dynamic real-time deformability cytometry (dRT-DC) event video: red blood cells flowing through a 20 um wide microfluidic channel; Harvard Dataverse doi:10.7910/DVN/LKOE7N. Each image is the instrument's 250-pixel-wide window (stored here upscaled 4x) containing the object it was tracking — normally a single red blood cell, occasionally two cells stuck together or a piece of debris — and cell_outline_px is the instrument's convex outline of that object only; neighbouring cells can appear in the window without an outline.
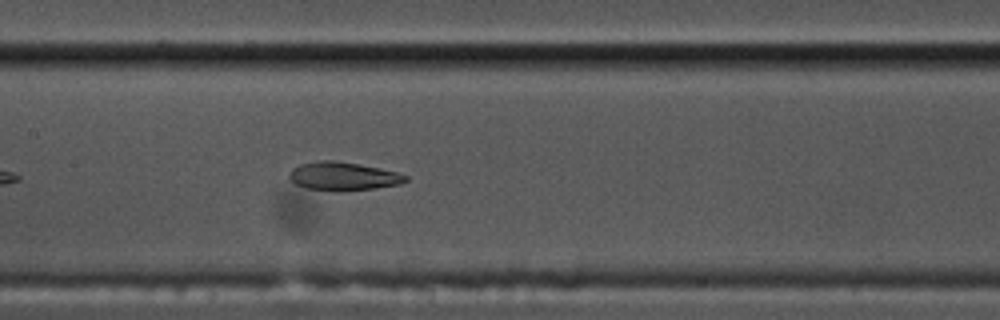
{"species": "common noctule bat (a hibernating species)", "species_latin": "Nyctalus noctula", "temperature_condition": "cold", "stored_images_in_passage": 45, "camera_frame_rate_fps": 3000, "um_per_image_px": 0.085, "animal": {"sex": "male", "body_mass_g": 17.5, "forearm_length_mm": 52.3}, "frame": {"image": 1, "passage_image": 14, "time_ms": 4.333, "image_size_px": [1000, 320], "cell_outline_px": [[408, 180], [400, 184], [372, 188], [336, 192], [308, 188], [296, 184], [288, 176], [288, 172], [292, 168], [300, 164], [320, 160], [332, 160], [380, 168], [396, 172], [408, 176]], "centroid_in_image_um": [29.14, 14.98], "position_along_channel_um": 178.3, "area_um2": 19.13}, "authors_computed_cell_mechanics": {"area_um2": 21.2126, "velocity_mm_per_s": 3.4815, "shape_relaxation_time_tau1_ms": null, "shape_relaxation_time_tau2_ms": 1.6747, "deformation_change_tau1": null, "deformation_change_tau2": 0.0807}}